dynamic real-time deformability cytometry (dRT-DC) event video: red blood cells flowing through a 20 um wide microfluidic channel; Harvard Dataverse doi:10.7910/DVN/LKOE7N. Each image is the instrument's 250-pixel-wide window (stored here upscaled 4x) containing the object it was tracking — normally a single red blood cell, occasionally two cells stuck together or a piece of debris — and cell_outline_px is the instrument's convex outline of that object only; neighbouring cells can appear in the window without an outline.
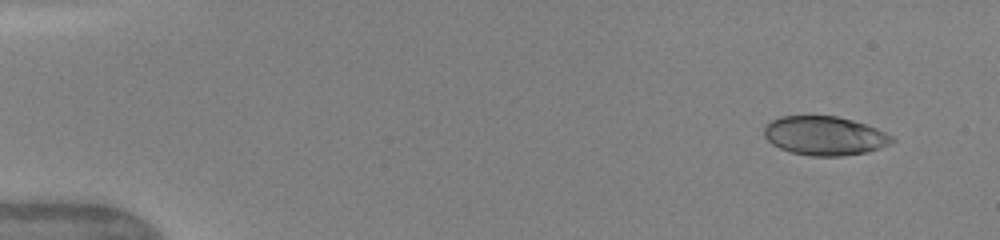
{"species": "human", "species_latin": "Homo sapiens", "temperature_condition": "warm", "stored_images_in_passage": 46, "camera_frame_rate_fps": 3000, "um_per_image_px": 0.085, "donor": {"sex": "female"}, "frame": {"image": 1, "passage_image": 1, "time_ms": 0.0, "image_size_px": [1000, 240], "cell_outline_px": [[896, 140], [880, 148], [864, 152], [840, 156], [812, 156], [792, 152], [780, 148], [772, 144], [764, 136], [764, 124], [780, 116], [836, 116], [852, 120], [876, 128], [892, 136]], "centroid_in_image_um": [70.06, 11.53], "position_along_channel_um": 14.9, "area_um2": 28.84}}
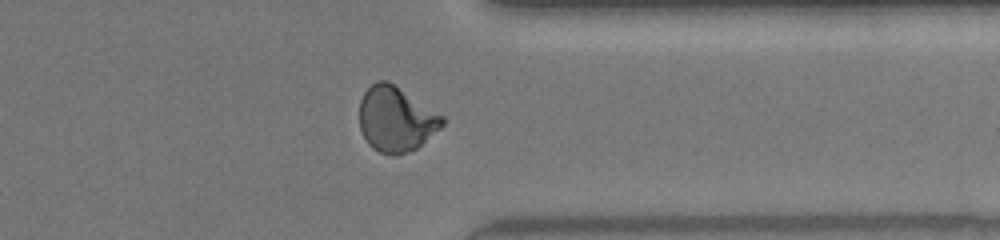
{"frame": {"image": 2, "passage_image": 36, "time_ms": 11.667, "image_size_px": [1000, 240], "cell_outline_px": [[444, 124], [440, 128], [416, 148], [408, 152], [380, 152], [372, 148], [368, 144], [360, 128], [360, 100], [364, 92], [376, 80], [388, 80], [444, 116]], "centroid_in_image_um": [33.65, 10.08], "position_along_channel_um": 377.8, "area_um2": 30.92}}
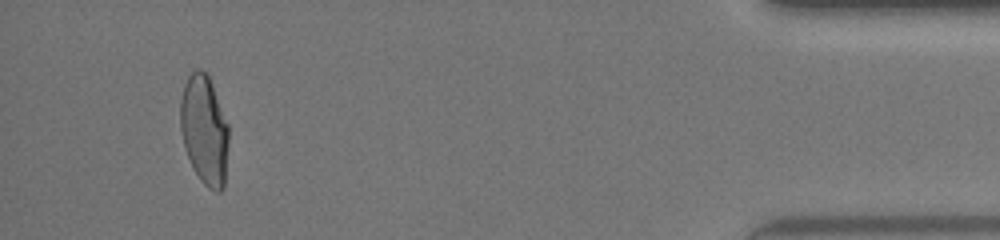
{"frame": {"image": 3, "passage_image": 43, "time_ms": 14.0, "image_size_px": [1000, 240], "cell_outline_px": [[228, 144], [224, 188], [220, 192], [216, 192], [208, 188], [200, 180], [188, 156], [184, 144], [180, 128], [180, 100], [184, 84], [188, 76], [196, 68], [200, 68], [208, 76], [228, 124]], "centroid_in_image_um": [17.37, 11.06], "position_along_channel_um": 417.8, "area_um2": 30.58}, "authors_computed_cell_mechanics": {"area_um2": 30.4606, "velocity_mm_per_s": 4.2153, "shape_relaxation_time_tau1_ms": 5.1469, "shape_relaxation_time_tau2_ms": null, "deformation_change_tau1": 0.1827, "deformation_change_tau2": null}}